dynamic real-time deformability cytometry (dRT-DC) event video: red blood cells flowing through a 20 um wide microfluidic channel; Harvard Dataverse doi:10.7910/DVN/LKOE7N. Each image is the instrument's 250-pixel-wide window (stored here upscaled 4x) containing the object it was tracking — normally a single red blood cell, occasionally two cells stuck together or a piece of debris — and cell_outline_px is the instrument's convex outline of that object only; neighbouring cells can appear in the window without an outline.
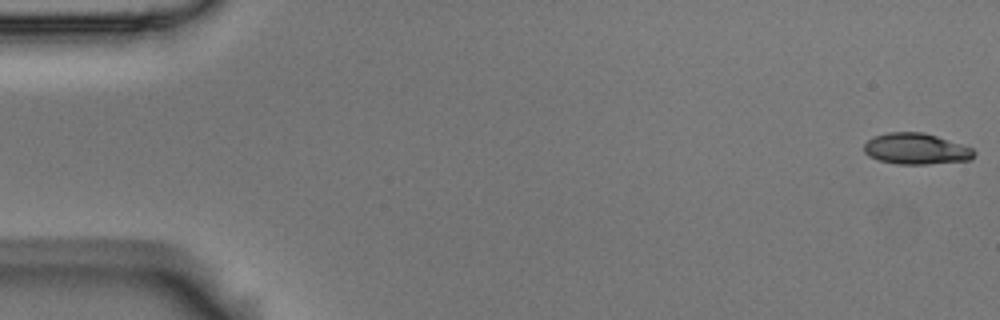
{"species": "Egyptian fruit bat (a non-hibernating species)", "species_latin": "Rousettus aegyptiacus", "temperature_condition": "room temperature", "stored_images_in_passage": 56, "camera_frame_rate_fps": 3000, "um_per_image_px": 0.085, "animal": {"sex": "male"}, "frame": {"image": 1, "passage_image": 1, "time_ms": 0.0, "image_size_px": [1000, 320], "cell_outline_px": [[976, 152], [972, 160], [928, 164], [896, 164], [880, 160], [868, 156], [864, 152], [864, 144], [872, 136], [888, 132], [924, 132], [972, 148]], "centroid_in_image_um": [77.85, 12.65], "position_along_channel_um": 7.1, "area_um2": 20.0}}
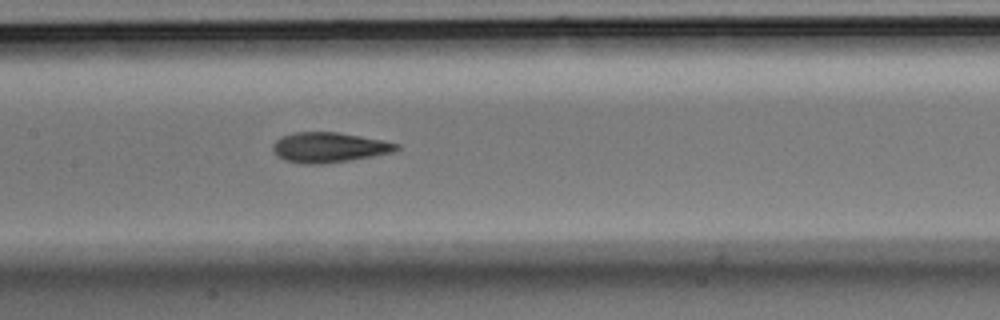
{"frame": {"image": 2, "passage_image": 27, "time_ms": 8.667, "image_size_px": [1000, 320], "cell_outline_px": [[400, 148], [396, 152], [348, 160], [320, 164], [304, 164], [284, 160], [276, 156], [272, 148], [272, 144], [280, 136], [292, 132], [336, 132], [384, 140], [400, 144]], "centroid_in_image_um": [27.95, 12.52], "position_along_channel_um": 179.4, "area_um2": 21.85}}
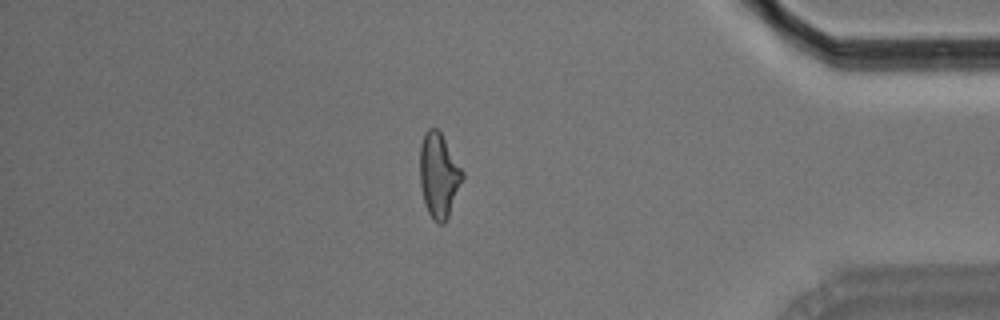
{"frame": {"image": 3, "passage_image": 48, "time_ms": 15.667, "image_size_px": [1000, 320], "cell_outline_px": [[464, 176], [448, 216], [444, 224], [440, 224], [432, 220], [424, 204], [420, 184], [420, 144], [424, 132], [428, 128], [436, 128], [440, 132], [464, 172]], "centroid_in_image_um": [37.28, 14.9], "position_along_channel_um": 397.9, "area_um2": 20.92}, "authors_computed_cell_mechanics": {"area_um2": 20.8658, "velocity_mm_per_s": 3.6, "shape_relaxation_time_tau1_ms": 7.2352, "shape_relaxation_time_tau2_ms": 2.4342, "deformation_change_tau1": 0.1764, "deformation_change_tau2": 0.102}}